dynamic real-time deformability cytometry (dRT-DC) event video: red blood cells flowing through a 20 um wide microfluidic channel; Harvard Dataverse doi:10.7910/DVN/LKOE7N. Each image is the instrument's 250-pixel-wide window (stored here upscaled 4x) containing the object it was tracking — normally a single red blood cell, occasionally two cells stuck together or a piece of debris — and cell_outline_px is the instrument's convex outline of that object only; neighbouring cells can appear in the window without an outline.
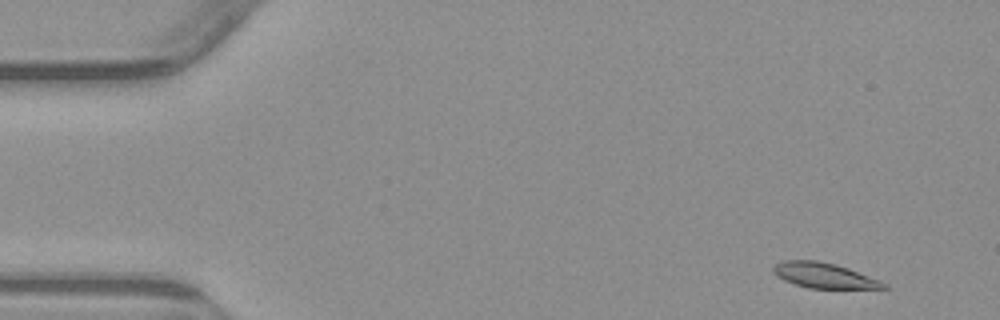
{"species": "common noctule bat (a hibernating species)", "species_latin": "Nyctalus noctula", "temperature_condition": "warm", "stored_images_in_passage": 2, "camera_frame_rate_fps": 3000, "um_per_image_px": 0.085, "animal": {"sex": "male", "body_mass_g": 23.1, "forearm_length_mm": 52.7}, "frame": {"image": 1, "passage_image": 1, "time_ms": 0.0, "image_size_px": [1000, 320], "cell_outline_px": [[888, 288], [808, 288], [784, 280], [776, 276], [772, 272], [772, 268], [776, 264], [784, 260], [816, 260], [836, 264], [848, 268], [880, 280], [888, 284]], "centroid_in_image_um": [70.03, 23.4], "position_along_channel_um": 15.0, "area_um2": 16.18}}